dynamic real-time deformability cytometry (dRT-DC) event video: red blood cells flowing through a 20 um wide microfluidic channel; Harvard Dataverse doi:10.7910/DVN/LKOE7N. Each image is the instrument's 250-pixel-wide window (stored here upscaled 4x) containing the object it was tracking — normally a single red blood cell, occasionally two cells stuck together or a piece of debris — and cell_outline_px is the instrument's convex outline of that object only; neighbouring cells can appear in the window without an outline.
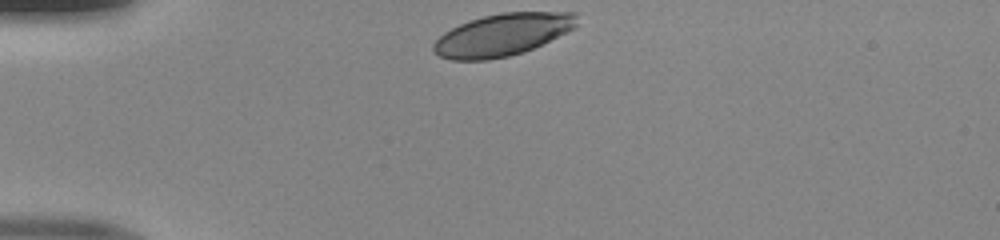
{"species": "human", "species_latin": "Homo sapiens", "temperature_condition": "room temperature", "stored_images_in_passage": 30, "camera_frame_rate_fps": 3000, "um_per_image_px": 0.085, "donor": {"sex": "male"}, "frame": {"image": 1, "passage_image": 1, "time_ms": 0.0, "image_size_px": [1000, 240], "cell_outline_px": [[576, 28], [524, 52], [508, 56], [488, 60], [452, 60], [440, 56], [432, 48], [432, 44], [444, 32], [468, 20], [484, 16], [504, 12], [576, 12]], "centroid_in_image_um": [42.7, 2.95], "position_along_channel_um": 42.3, "area_um2": 35.14}}
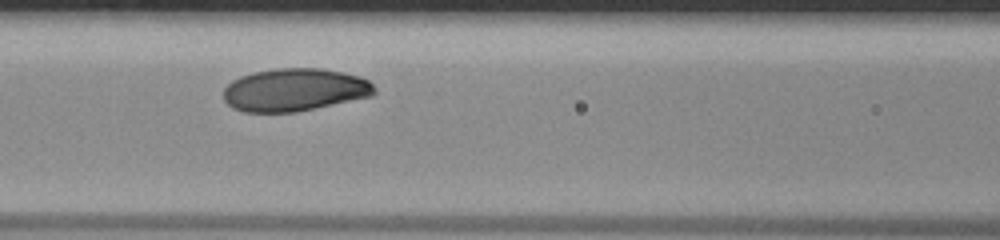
{"frame": {"image": 2, "passage_image": 11, "time_ms": 3.333, "image_size_px": [1000, 240], "cell_outline_px": [[376, 92], [372, 96], [296, 112], [244, 112], [232, 108], [224, 100], [224, 88], [232, 80], [240, 76], [252, 72], [280, 68], [320, 68], [344, 72], [360, 76], [368, 80], [376, 88]], "centroid_in_image_um": [25.04, 7.63], "position_along_channel_um": 141.6, "area_um2": 37.8}}
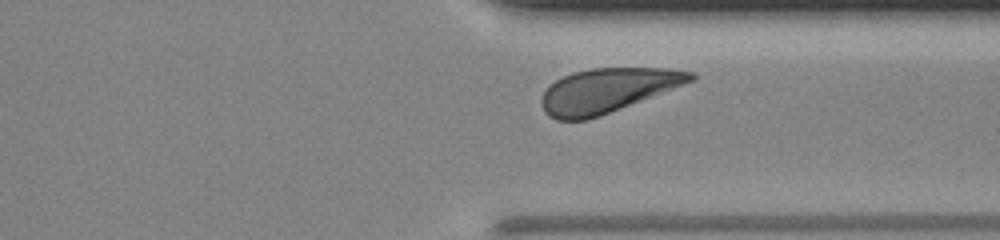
{"frame": {"image": 3, "passage_image": 27, "time_ms": 8.667, "image_size_px": [1000, 240], "cell_outline_px": [[696, 76], [692, 80], [672, 88], [600, 116], [584, 120], [556, 120], [548, 116], [544, 112], [540, 104], [540, 100], [544, 92], [556, 80], [572, 72], [592, 68], [668, 68], [696, 72]], "centroid_in_image_um": [51.57, 7.69], "position_along_channel_um": 359.8, "area_um2": 37.97}}